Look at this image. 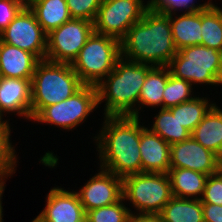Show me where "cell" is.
Returning a JSON list of instances; mask_svg holds the SVG:
<instances>
[{"label": "cell", "mask_w": 222, "mask_h": 222, "mask_svg": "<svg viewBox=\"0 0 222 222\" xmlns=\"http://www.w3.org/2000/svg\"><path fill=\"white\" fill-rule=\"evenodd\" d=\"M10 125H0V178L12 177L16 172L18 158L10 140Z\"/></svg>", "instance_id": "83f0119b"}, {"label": "cell", "mask_w": 222, "mask_h": 222, "mask_svg": "<svg viewBox=\"0 0 222 222\" xmlns=\"http://www.w3.org/2000/svg\"><path fill=\"white\" fill-rule=\"evenodd\" d=\"M139 148L142 173H168L170 169V144L143 124H140Z\"/></svg>", "instance_id": "2e32d148"}, {"label": "cell", "mask_w": 222, "mask_h": 222, "mask_svg": "<svg viewBox=\"0 0 222 222\" xmlns=\"http://www.w3.org/2000/svg\"><path fill=\"white\" fill-rule=\"evenodd\" d=\"M169 77L167 66H154L146 75L138 100V117L144 106L162 108L163 91Z\"/></svg>", "instance_id": "7402d4cb"}, {"label": "cell", "mask_w": 222, "mask_h": 222, "mask_svg": "<svg viewBox=\"0 0 222 222\" xmlns=\"http://www.w3.org/2000/svg\"><path fill=\"white\" fill-rule=\"evenodd\" d=\"M0 125H10L9 120H3V115L0 112Z\"/></svg>", "instance_id": "74e56055"}, {"label": "cell", "mask_w": 222, "mask_h": 222, "mask_svg": "<svg viewBox=\"0 0 222 222\" xmlns=\"http://www.w3.org/2000/svg\"><path fill=\"white\" fill-rule=\"evenodd\" d=\"M200 200L202 203L222 205V168L217 173L208 176Z\"/></svg>", "instance_id": "1f68e13d"}, {"label": "cell", "mask_w": 222, "mask_h": 222, "mask_svg": "<svg viewBox=\"0 0 222 222\" xmlns=\"http://www.w3.org/2000/svg\"><path fill=\"white\" fill-rule=\"evenodd\" d=\"M29 8L46 34L72 19L66 0H36Z\"/></svg>", "instance_id": "44dd1931"}, {"label": "cell", "mask_w": 222, "mask_h": 222, "mask_svg": "<svg viewBox=\"0 0 222 222\" xmlns=\"http://www.w3.org/2000/svg\"><path fill=\"white\" fill-rule=\"evenodd\" d=\"M43 211L31 222H86V212L75 191L50 189Z\"/></svg>", "instance_id": "5bb4252c"}, {"label": "cell", "mask_w": 222, "mask_h": 222, "mask_svg": "<svg viewBox=\"0 0 222 222\" xmlns=\"http://www.w3.org/2000/svg\"><path fill=\"white\" fill-rule=\"evenodd\" d=\"M17 1L20 2L23 6L29 7L36 0H17Z\"/></svg>", "instance_id": "8d00e7d4"}, {"label": "cell", "mask_w": 222, "mask_h": 222, "mask_svg": "<svg viewBox=\"0 0 222 222\" xmlns=\"http://www.w3.org/2000/svg\"><path fill=\"white\" fill-rule=\"evenodd\" d=\"M140 117L104 116L94 138L100 167L120 178L142 173Z\"/></svg>", "instance_id": "6da1fadb"}, {"label": "cell", "mask_w": 222, "mask_h": 222, "mask_svg": "<svg viewBox=\"0 0 222 222\" xmlns=\"http://www.w3.org/2000/svg\"><path fill=\"white\" fill-rule=\"evenodd\" d=\"M128 222H164L159 214H137L133 211Z\"/></svg>", "instance_id": "e575fe53"}, {"label": "cell", "mask_w": 222, "mask_h": 222, "mask_svg": "<svg viewBox=\"0 0 222 222\" xmlns=\"http://www.w3.org/2000/svg\"><path fill=\"white\" fill-rule=\"evenodd\" d=\"M154 119L149 129L170 145L185 141L191 136V133L178 121L176 114H172L168 108H160Z\"/></svg>", "instance_id": "d4e9b609"}, {"label": "cell", "mask_w": 222, "mask_h": 222, "mask_svg": "<svg viewBox=\"0 0 222 222\" xmlns=\"http://www.w3.org/2000/svg\"><path fill=\"white\" fill-rule=\"evenodd\" d=\"M93 32L89 20L72 18L65 22L47 34L46 60L72 64Z\"/></svg>", "instance_id": "30bf717a"}, {"label": "cell", "mask_w": 222, "mask_h": 222, "mask_svg": "<svg viewBox=\"0 0 222 222\" xmlns=\"http://www.w3.org/2000/svg\"><path fill=\"white\" fill-rule=\"evenodd\" d=\"M83 86L71 64L40 60L31 79L32 120L46 106L68 99Z\"/></svg>", "instance_id": "277c9868"}, {"label": "cell", "mask_w": 222, "mask_h": 222, "mask_svg": "<svg viewBox=\"0 0 222 222\" xmlns=\"http://www.w3.org/2000/svg\"><path fill=\"white\" fill-rule=\"evenodd\" d=\"M202 45L222 52V9L210 3L201 10Z\"/></svg>", "instance_id": "484cf974"}, {"label": "cell", "mask_w": 222, "mask_h": 222, "mask_svg": "<svg viewBox=\"0 0 222 222\" xmlns=\"http://www.w3.org/2000/svg\"><path fill=\"white\" fill-rule=\"evenodd\" d=\"M170 168H185L211 175L222 168V160L190 136L185 141L170 145Z\"/></svg>", "instance_id": "7c38bea8"}, {"label": "cell", "mask_w": 222, "mask_h": 222, "mask_svg": "<svg viewBox=\"0 0 222 222\" xmlns=\"http://www.w3.org/2000/svg\"><path fill=\"white\" fill-rule=\"evenodd\" d=\"M204 222H222V205L202 203Z\"/></svg>", "instance_id": "836d02e7"}, {"label": "cell", "mask_w": 222, "mask_h": 222, "mask_svg": "<svg viewBox=\"0 0 222 222\" xmlns=\"http://www.w3.org/2000/svg\"><path fill=\"white\" fill-rule=\"evenodd\" d=\"M99 170L76 192L85 212L112 205L123 198L122 178L102 168Z\"/></svg>", "instance_id": "4fadbf2b"}, {"label": "cell", "mask_w": 222, "mask_h": 222, "mask_svg": "<svg viewBox=\"0 0 222 222\" xmlns=\"http://www.w3.org/2000/svg\"><path fill=\"white\" fill-rule=\"evenodd\" d=\"M0 40L34 54L39 60L46 59L47 34L29 7L20 10L0 33Z\"/></svg>", "instance_id": "8fae6325"}, {"label": "cell", "mask_w": 222, "mask_h": 222, "mask_svg": "<svg viewBox=\"0 0 222 222\" xmlns=\"http://www.w3.org/2000/svg\"><path fill=\"white\" fill-rule=\"evenodd\" d=\"M123 198L137 214H159L173 198L168 174L137 173L124 177Z\"/></svg>", "instance_id": "52a82bcc"}, {"label": "cell", "mask_w": 222, "mask_h": 222, "mask_svg": "<svg viewBox=\"0 0 222 222\" xmlns=\"http://www.w3.org/2000/svg\"><path fill=\"white\" fill-rule=\"evenodd\" d=\"M125 199L105 207L91 209L86 212V222H128L133 213L124 205Z\"/></svg>", "instance_id": "f1b7e54d"}, {"label": "cell", "mask_w": 222, "mask_h": 222, "mask_svg": "<svg viewBox=\"0 0 222 222\" xmlns=\"http://www.w3.org/2000/svg\"><path fill=\"white\" fill-rule=\"evenodd\" d=\"M208 101H210V98L208 100L207 97L195 96L193 99L169 109L172 114H176L181 125L192 133L208 111L215 105L213 101Z\"/></svg>", "instance_id": "cb8c5ba5"}, {"label": "cell", "mask_w": 222, "mask_h": 222, "mask_svg": "<svg viewBox=\"0 0 222 222\" xmlns=\"http://www.w3.org/2000/svg\"><path fill=\"white\" fill-rule=\"evenodd\" d=\"M148 9L144 0H102L93 22L94 32L121 40Z\"/></svg>", "instance_id": "9c48e42d"}, {"label": "cell", "mask_w": 222, "mask_h": 222, "mask_svg": "<svg viewBox=\"0 0 222 222\" xmlns=\"http://www.w3.org/2000/svg\"><path fill=\"white\" fill-rule=\"evenodd\" d=\"M24 6L17 0H0V33Z\"/></svg>", "instance_id": "d6a6232c"}, {"label": "cell", "mask_w": 222, "mask_h": 222, "mask_svg": "<svg viewBox=\"0 0 222 222\" xmlns=\"http://www.w3.org/2000/svg\"><path fill=\"white\" fill-rule=\"evenodd\" d=\"M159 215L164 222H204L202 202L199 199L173 196Z\"/></svg>", "instance_id": "603a6c76"}, {"label": "cell", "mask_w": 222, "mask_h": 222, "mask_svg": "<svg viewBox=\"0 0 222 222\" xmlns=\"http://www.w3.org/2000/svg\"><path fill=\"white\" fill-rule=\"evenodd\" d=\"M6 180L5 178H0V222L3 221V206H2V196L5 191V186H6Z\"/></svg>", "instance_id": "d590c367"}, {"label": "cell", "mask_w": 222, "mask_h": 222, "mask_svg": "<svg viewBox=\"0 0 222 222\" xmlns=\"http://www.w3.org/2000/svg\"><path fill=\"white\" fill-rule=\"evenodd\" d=\"M192 84L186 80L176 78L170 74L163 91V102L162 108H171L177 106L180 103L189 101L193 99L196 95L192 97L193 92Z\"/></svg>", "instance_id": "4316f807"}, {"label": "cell", "mask_w": 222, "mask_h": 222, "mask_svg": "<svg viewBox=\"0 0 222 222\" xmlns=\"http://www.w3.org/2000/svg\"><path fill=\"white\" fill-rule=\"evenodd\" d=\"M0 112L16 113L17 116L32 120L31 79L0 76Z\"/></svg>", "instance_id": "9a60e30c"}, {"label": "cell", "mask_w": 222, "mask_h": 222, "mask_svg": "<svg viewBox=\"0 0 222 222\" xmlns=\"http://www.w3.org/2000/svg\"><path fill=\"white\" fill-rule=\"evenodd\" d=\"M168 13L173 42L177 50L187 46L202 45L201 10ZM176 15V17H175Z\"/></svg>", "instance_id": "ac0fdd59"}, {"label": "cell", "mask_w": 222, "mask_h": 222, "mask_svg": "<svg viewBox=\"0 0 222 222\" xmlns=\"http://www.w3.org/2000/svg\"><path fill=\"white\" fill-rule=\"evenodd\" d=\"M154 0H148L146 1V3L150 4L151 2H153Z\"/></svg>", "instance_id": "f35d334b"}, {"label": "cell", "mask_w": 222, "mask_h": 222, "mask_svg": "<svg viewBox=\"0 0 222 222\" xmlns=\"http://www.w3.org/2000/svg\"><path fill=\"white\" fill-rule=\"evenodd\" d=\"M121 57L125 60L152 66H167L176 49L167 14L150 8L120 40Z\"/></svg>", "instance_id": "7a4b0ae2"}, {"label": "cell", "mask_w": 222, "mask_h": 222, "mask_svg": "<svg viewBox=\"0 0 222 222\" xmlns=\"http://www.w3.org/2000/svg\"><path fill=\"white\" fill-rule=\"evenodd\" d=\"M154 66L122 57L115 68L96 86L98 104L105 102L104 116L138 117V100L147 73Z\"/></svg>", "instance_id": "3957f363"}, {"label": "cell", "mask_w": 222, "mask_h": 222, "mask_svg": "<svg viewBox=\"0 0 222 222\" xmlns=\"http://www.w3.org/2000/svg\"><path fill=\"white\" fill-rule=\"evenodd\" d=\"M191 136L222 160V109L215 104L192 131Z\"/></svg>", "instance_id": "d6986e66"}, {"label": "cell", "mask_w": 222, "mask_h": 222, "mask_svg": "<svg viewBox=\"0 0 222 222\" xmlns=\"http://www.w3.org/2000/svg\"><path fill=\"white\" fill-rule=\"evenodd\" d=\"M172 194L178 198L201 199L209 175L185 168H170Z\"/></svg>", "instance_id": "ffe728a7"}, {"label": "cell", "mask_w": 222, "mask_h": 222, "mask_svg": "<svg viewBox=\"0 0 222 222\" xmlns=\"http://www.w3.org/2000/svg\"><path fill=\"white\" fill-rule=\"evenodd\" d=\"M40 60L32 53L0 40V76L32 79Z\"/></svg>", "instance_id": "e0dca14e"}, {"label": "cell", "mask_w": 222, "mask_h": 222, "mask_svg": "<svg viewBox=\"0 0 222 222\" xmlns=\"http://www.w3.org/2000/svg\"><path fill=\"white\" fill-rule=\"evenodd\" d=\"M195 0H154L149 4V8L159 13H172L185 11H198L205 9L211 1L204 2L203 4H195Z\"/></svg>", "instance_id": "f546056e"}, {"label": "cell", "mask_w": 222, "mask_h": 222, "mask_svg": "<svg viewBox=\"0 0 222 222\" xmlns=\"http://www.w3.org/2000/svg\"><path fill=\"white\" fill-rule=\"evenodd\" d=\"M102 0H66L72 18L94 22Z\"/></svg>", "instance_id": "4dcf8cb0"}, {"label": "cell", "mask_w": 222, "mask_h": 222, "mask_svg": "<svg viewBox=\"0 0 222 222\" xmlns=\"http://www.w3.org/2000/svg\"><path fill=\"white\" fill-rule=\"evenodd\" d=\"M98 107L97 87L84 85L68 99L46 106L32 121L58 126L67 131L74 130Z\"/></svg>", "instance_id": "ba28073f"}, {"label": "cell", "mask_w": 222, "mask_h": 222, "mask_svg": "<svg viewBox=\"0 0 222 222\" xmlns=\"http://www.w3.org/2000/svg\"><path fill=\"white\" fill-rule=\"evenodd\" d=\"M120 58L119 39L93 32L71 66L84 85L97 86Z\"/></svg>", "instance_id": "8992f818"}, {"label": "cell", "mask_w": 222, "mask_h": 222, "mask_svg": "<svg viewBox=\"0 0 222 222\" xmlns=\"http://www.w3.org/2000/svg\"><path fill=\"white\" fill-rule=\"evenodd\" d=\"M170 74L192 85H222V52L204 45L178 50L167 65Z\"/></svg>", "instance_id": "5b68a950"}]
</instances>
